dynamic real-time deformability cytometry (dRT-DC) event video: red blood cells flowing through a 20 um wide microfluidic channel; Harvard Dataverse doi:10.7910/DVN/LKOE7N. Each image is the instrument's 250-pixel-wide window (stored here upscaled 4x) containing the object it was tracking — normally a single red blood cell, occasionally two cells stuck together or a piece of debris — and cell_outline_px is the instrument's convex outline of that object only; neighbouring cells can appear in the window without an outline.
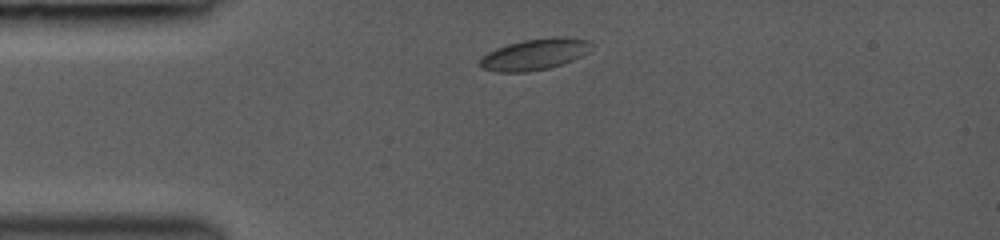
{"species": "common noctule bat (a hibernating species)", "species_latin": "Nyctalus noctula", "temperature_condition": "room temperature", "stored_images_in_passage": 4, "camera_frame_rate_fps": 3000, "um_per_image_px": 0.085, "animal": {"sex": "female", "body_mass_g": 19.0, "forearm_length_mm": 53.3}, "frame": {"image": 1, "passage_image": 1, "time_ms": 0.0, "image_size_px": [1000, 240], "cell_outline_px": [[596, 44], [588, 52], [572, 60], [548, 68], [528, 72], [496, 72], [480, 68], [476, 64], [480, 56], [496, 48], [508, 44], [524, 40], [556, 36], [564, 36], [588, 40]], "centroid_in_image_um": [45.41, 4.61], "position_along_channel_um": 39.6, "area_um2": 20.63}}
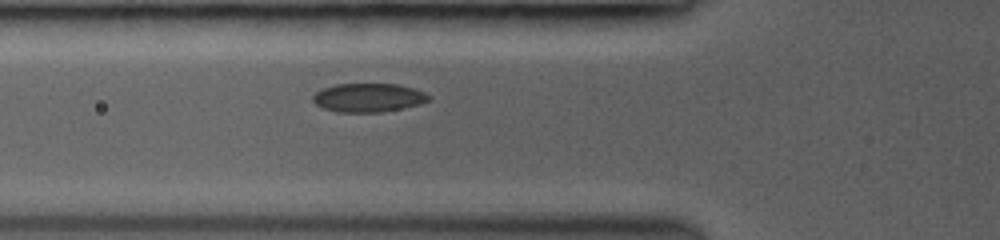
{"frame": {"image": 2, "passage_image": 4, "time_ms": 2.0, "image_size_px": [1000, 240], "cell_outline_px": [[432, 100], [420, 104], [404, 108], [380, 112], [336, 112], [324, 108], [316, 104], [312, 100], [312, 96], [316, 92], [324, 88], [336, 84], [396, 84], [412, 88], [424, 92], [432, 96]], "centroid_in_image_um": [31.34, 8.3], "position_along_channel_um": 94.5, "area_um2": 19.42}}